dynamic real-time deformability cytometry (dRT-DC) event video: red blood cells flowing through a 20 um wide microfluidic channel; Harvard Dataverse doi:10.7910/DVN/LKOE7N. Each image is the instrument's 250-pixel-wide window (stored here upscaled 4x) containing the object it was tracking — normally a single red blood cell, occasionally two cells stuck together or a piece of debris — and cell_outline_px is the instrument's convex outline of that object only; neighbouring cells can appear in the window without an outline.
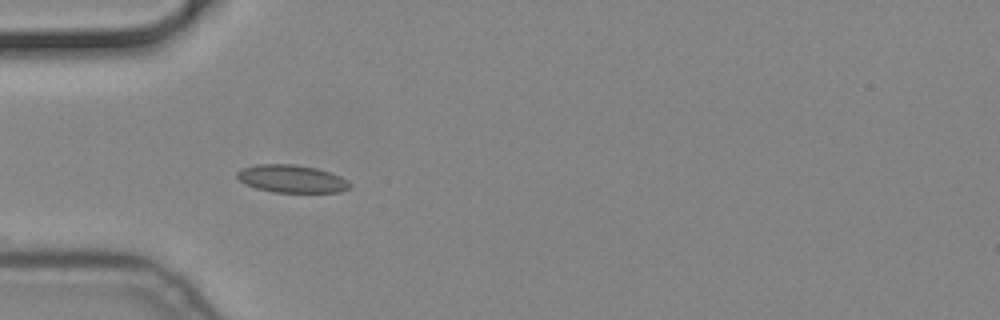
{"species": "common noctule bat (a hibernating species)", "species_latin": "Nyctalus noctula", "temperature_condition": "cold", "stored_images_in_passage": 42, "camera_frame_rate_fps": 3000, "um_per_image_px": 0.085, "animal": {"sex": "male", "body_mass_g": 19.2, "forearm_length_mm": 51.8}, "frame": {"image": 1, "passage_image": 3, "time_ms": 0.667, "image_size_px": [1000, 320], "cell_outline_px": [[352, 184], [348, 188], [340, 192], [276, 192], [256, 188], [244, 184], [236, 176], [236, 172], [240, 168], [256, 164], [296, 164], [316, 168], [340, 176], [348, 180]], "centroid_in_image_um": [24.76, 15.19], "position_along_channel_um": 60.2, "area_um2": 18.26}}
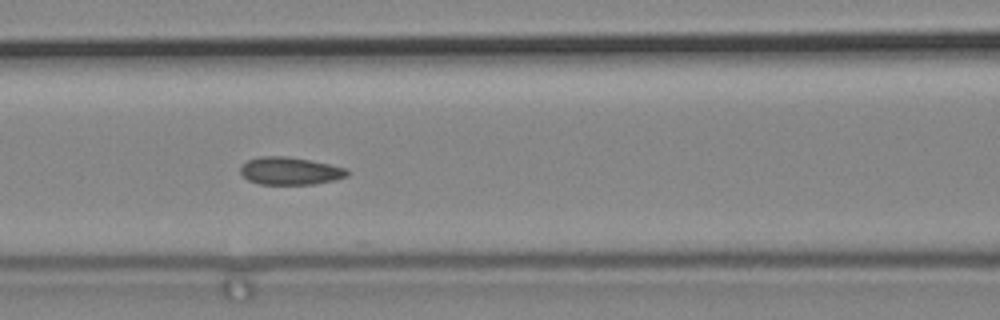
{"frame": {"image": 2, "passage_image": 10, "time_ms": 3.0, "image_size_px": [1000, 320], "cell_outline_px": [[348, 176], [332, 180], [312, 184], [260, 184], [248, 180], [240, 172], [240, 168], [248, 160], [260, 156], [288, 156], [348, 168]], "centroid_in_image_um": [24.65, 14.52], "position_along_channel_um": 142.0, "area_um2": 16.99}}
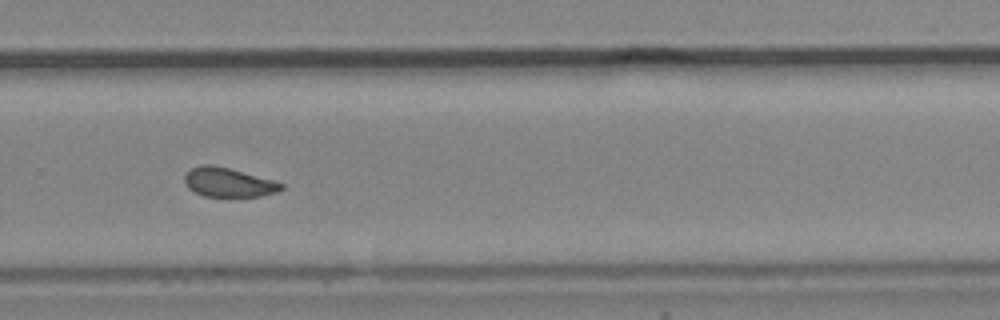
{"frame": {"image": 3, "passage_image": 24, "time_ms": 7.667, "image_size_px": [1000, 320], "cell_outline_px": [[284, 188], [280, 192], [260, 196], [204, 196], [188, 188], [184, 180], [184, 176], [192, 168], [200, 164], [212, 164], [228, 168], [272, 180], [284, 184]], "centroid_in_image_um": [19.42, 15.5], "position_along_channel_um": 310.4, "area_um2": 16.3}}